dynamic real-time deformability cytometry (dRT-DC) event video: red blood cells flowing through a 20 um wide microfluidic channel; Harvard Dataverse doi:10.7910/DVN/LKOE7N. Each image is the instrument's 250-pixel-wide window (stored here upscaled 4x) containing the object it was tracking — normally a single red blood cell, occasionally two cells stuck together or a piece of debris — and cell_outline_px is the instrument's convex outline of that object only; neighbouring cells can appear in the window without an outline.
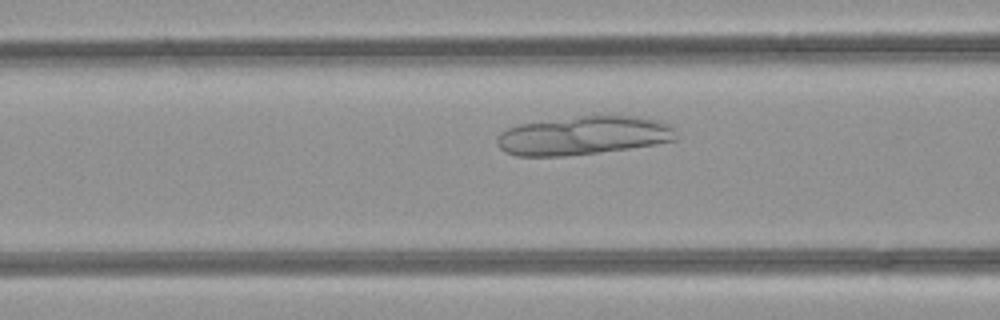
{"species": "common noctule bat (a hibernating species)", "species_latin": "Nyctalus noctula", "temperature_condition": "room temperature", "stored_images_in_passage": 20, "camera_frame_rate_fps": 3000, "um_per_image_px": 0.085, "animal": {"sex": "female", "body_mass_g": 21.9}, "frame": {"image": 1, "passage_image": 9, "time_ms": 2.667, "image_size_px": [1000, 320], "cell_outline_px": [[676, 140], [656, 144], [628, 148], [564, 156], [516, 156], [504, 152], [496, 144], [496, 136], [500, 132], [508, 128], [520, 124], [600, 112], [636, 116], [660, 120], [668, 124], [672, 128], [676, 136]], "centroid_in_image_um": [49.58, 11.48], "position_along_channel_um": 117.0, "area_um2": 41.21}}